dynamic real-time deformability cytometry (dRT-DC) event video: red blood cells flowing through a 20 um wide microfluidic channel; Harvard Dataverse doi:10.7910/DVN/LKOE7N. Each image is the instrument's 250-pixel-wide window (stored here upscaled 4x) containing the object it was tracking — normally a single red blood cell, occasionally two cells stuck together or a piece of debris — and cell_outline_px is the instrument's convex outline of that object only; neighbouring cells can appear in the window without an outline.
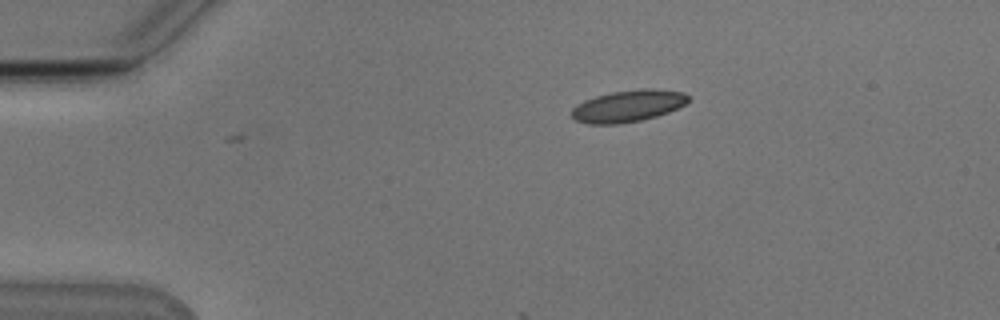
{"species": "Egyptian fruit bat (a non-hibernating species)", "species_latin": "Rousettus aegyptiacus", "temperature_condition": "cold", "stored_images_in_passage": 2, "camera_frame_rate_fps": 3000, "um_per_image_px": 0.085, "animal": {"sex": "male"}, "frame": {"image": 1, "passage_image": 2, "time_ms": 0.333, "image_size_px": [1000, 320], "cell_outline_px": [[688, 100], [684, 104], [668, 112], [656, 116], [640, 120], [616, 124], [588, 124], [576, 120], [572, 116], [572, 108], [576, 104], [584, 100], [596, 96], [612, 92], [684, 92], [688, 96]], "centroid_in_image_um": [53.26, 9.08], "position_along_channel_um": 31.7, "area_um2": 20.29}}